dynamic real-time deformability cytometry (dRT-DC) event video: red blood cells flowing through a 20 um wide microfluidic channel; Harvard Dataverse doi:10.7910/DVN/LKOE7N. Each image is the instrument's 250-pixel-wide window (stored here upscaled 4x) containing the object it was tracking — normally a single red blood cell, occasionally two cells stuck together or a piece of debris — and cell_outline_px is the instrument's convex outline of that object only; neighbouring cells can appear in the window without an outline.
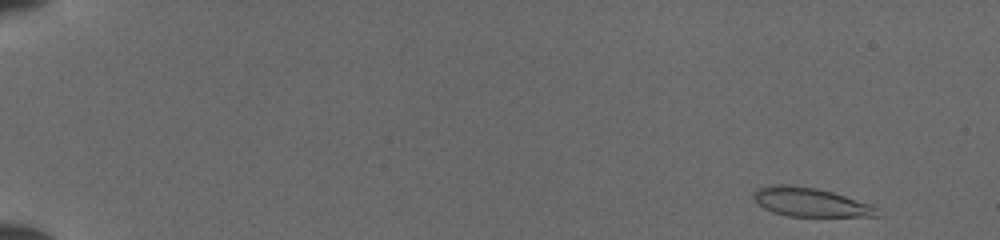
{"species": "common noctule bat (a hibernating species)", "species_latin": "Nyctalus noctula", "temperature_condition": "cold", "stored_images_in_passage": 47, "camera_frame_rate_fps": 3000, "um_per_image_px": 0.085, "animal": {"sex": "female", "body_mass_g": 19.5, "forearm_length_mm": 54.1}, "frame": {"image": 1, "passage_image": 1, "time_ms": 0.0, "image_size_px": [1000, 240], "cell_outline_px": [[880, 216], [788, 216], [772, 212], [764, 208], [752, 196], [752, 192], [760, 188], [776, 184], [784, 184], [816, 188], [832, 192], [872, 204], [880, 208]], "centroid_in_image_um": [68.93, 17.19], "position_along_channel_um": 16.1, "area_um2": 20.75}}
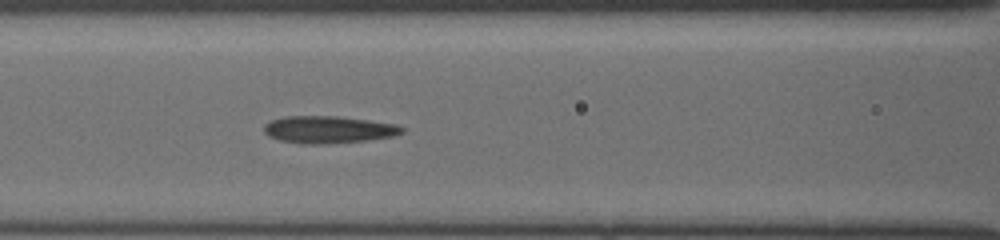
{"frame": {"image": 2, "passage_image": 21, "time_ms": 6.667, "image_size_px": [1000, 240], "cell_outline_px": [[404, 132], [392, 136], [364, 140], [324, 144], [300, 144], [280, 140], [268, 136], [264, 132], [264, 124], [272, 120], [284, 116], [336, 116], [368, 120], [396, 124], [404, 128]], "centroid_in_image_um": [27.88, 11.01], "position_along_channel_um": 138.7, "area_um2": 21.79}}
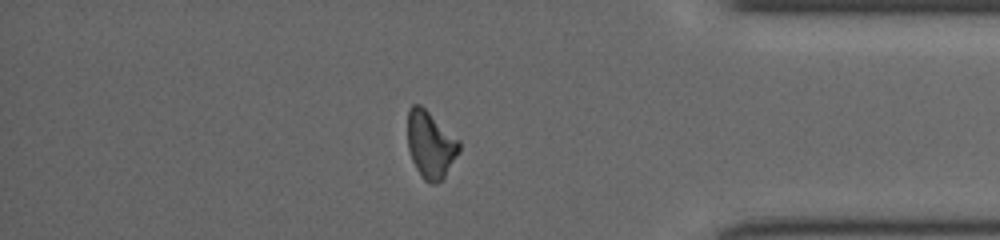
{"frame": {"image": 3, "passage_image": 41, "time_ms": 13.333, "image_size_px": [1000, 240], "cell_outline_px": [[460, 152], [444, 176], [436, 184], [428, 184], [424, 180], [416, 168], [412, 160], [408, 148], [408, 108], [412, 104], [420, 104], [460, 140]], "centroid_in_image_um": [36.6, 12.29], "position_along_channel_um": 398.6, "area_um2": 20.17}}